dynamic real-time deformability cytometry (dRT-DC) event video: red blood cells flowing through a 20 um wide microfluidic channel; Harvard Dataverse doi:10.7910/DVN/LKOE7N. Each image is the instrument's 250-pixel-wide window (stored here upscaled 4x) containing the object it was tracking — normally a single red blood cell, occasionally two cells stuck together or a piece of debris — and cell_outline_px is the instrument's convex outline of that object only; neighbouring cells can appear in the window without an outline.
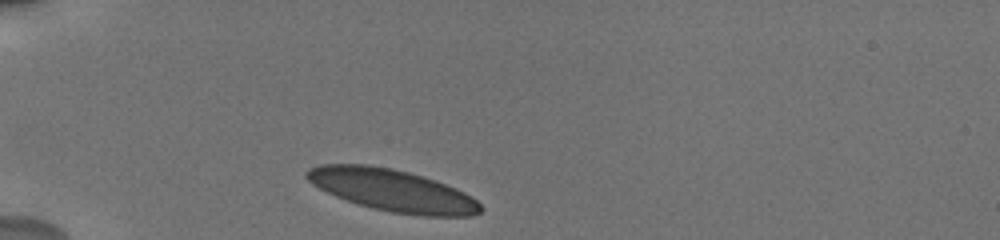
{"species": "human", "species_latin": "Homo sapiens", "temperature_condition": "cold", "stored_images_in_passage": 13, "camera_frame_rate_fps": 3000, "um_per_image_px": 0.085, "donor": {"sex": "male"}, "frame": {"image": 1, "passage_image": 1, "time_ms": 0.0, "image_size_px": [1000, 240], "cell_outline_px": [[484, 208], [480, 212], [472, 216], [424, 216], [392, 212], [372, 208], [336, 196], [312, 184], [304, 176], [304, 172], [308, 168], [320, 164], [368, 164], [392, 168], [408, 172], [456, 188], [472, 196]], "centroid_in_image_um": [33.34, 16.17], "position_along_channel_um": 51.7, "area_um2": 42.31}}
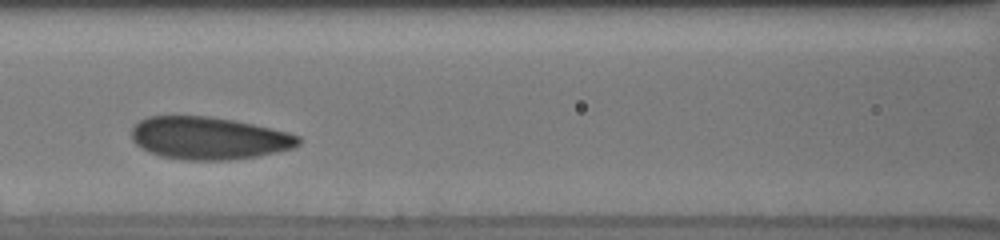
{"frame": {"image": 2, "passage_image": 6, "time_ms": 3.333, "image_size_px": [1000, 240], "cell_outline_px": [[300, 144], [292, 148], [276, 152], [256, 156], [232, 160], [184, 160], [160, 156], [148, 152], [140, 148], [132, 140], [132, 128], [140, 120], [148, 116], [208, 116], [232, 120], [272, 128], [288, 132], [300, 136]], "centroid_in_image_um": [17.73, 11.75], "position_along_channel_um": 148.9, "area_um2": 41.44}}
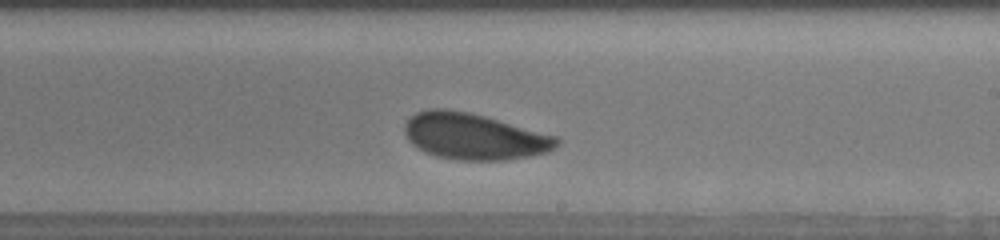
{"frame": {"image": 3, "passage_image": 12, "time_ms": 6.0, "image_size_px": [1000, 240], "cell_outline_px": [[560, 144], [556, 148], [548, 152], [528, 156], [504, 160], [456, 160], [436, 156], [424, 152], [412, 144], [408, 140], [404, 132], [404, 124], [408, 116], [416, 112], [428, 108], [444, 108], [468, 112], [484, 116], [556, 136], [560, 140]], "centroid_in_image_um": [40.25, 11.59], "position_along_channel_um": 248.8, "area_um2": 41.21}}